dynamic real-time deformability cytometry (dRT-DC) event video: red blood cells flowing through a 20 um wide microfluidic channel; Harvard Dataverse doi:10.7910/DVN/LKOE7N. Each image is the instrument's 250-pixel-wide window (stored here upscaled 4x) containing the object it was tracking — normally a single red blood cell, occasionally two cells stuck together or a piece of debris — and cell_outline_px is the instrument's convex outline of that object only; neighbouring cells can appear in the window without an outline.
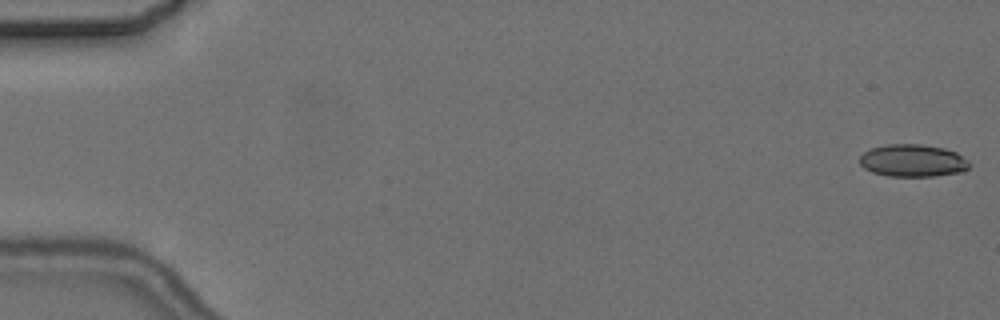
{"species": "common noctule bat (a hibernating species)", "species_latin": "Nyctalus noctula", "temperature_condition": "cold", "stored_images_in_passage": 10, "camera_frame_rate_fps": 3000, "um_per_image_px": 0.085, "animal": {"sex": "female", "body_mass_g": 24.6, "forearm_length_mm": 56.2}, "frame": {"image": 1, "passage_image": 1, "time_ms": 0.0, "image_size_px": [1000, 320], "cell_outline_px": [[968, 168], [964, 172], [936, 176], [888, 176], [872, 172], [864, 168], [860, 164], [860, 156], [864, 152], [872, 148], [884, 144], [920, 144], [944, 148], [956, 152], [968, 160]], "centroid_in_image_um": [77.59, 13.65], "position_along_channel_um": 7.4, "area_um2": 20.81}}
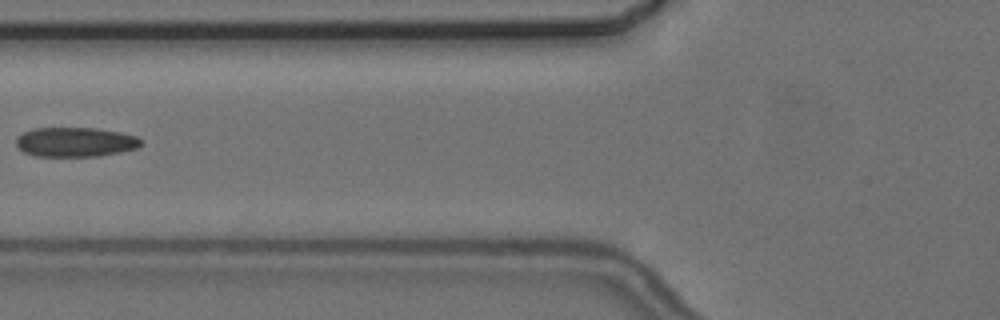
{"frame": {"image": 2, "passage_image": 6, "time_ms": 7.333, "image_size_px": [1000, 320], "cell_outline_px": [[144, 144], [136, 148], [120, 152], [96, 156], [36, 156], [24, 152], [16, 144], [16, 136], [32, 128], [96, 128], [120, 132], [136, 136], [144, 140]], "centroid_in_image_um": [6.42, 12.06], "position_along_channel_um": 119.4, "area_um2": 21.56}}
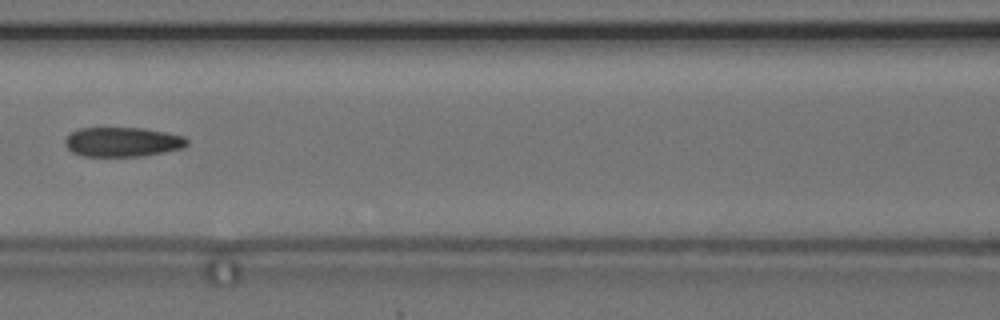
{"frame": {"image": 3, "passage_image": 7, "time_ms": 8.333, "image_size_px": [1000, 320], "cell_outline_px": [[188, 144], [184, 148], [144, 156], [80, 156], [72, 152], [64, 144], [64, 140], [72, 132], [80, 128], [144, 128], [184, 136], [188, 140]], "centroid_in_image_um": [10.42, 12.07], "position_along_channel_um": 156.2, "area_um2": 21.04}}